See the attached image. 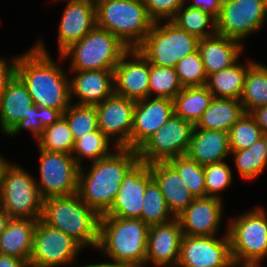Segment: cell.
Listing matches in <instances>:
<instances>
[{
	"instance_id": "9a60e30c",
	"label": "cell",
	"mask_w": 267,
	"mask_h": 267,
	"mask_svg": "<svg viewBox=\"0 0 267 267\" xmlns=\"http://www.w3.org/2000/svg\"><path fill=\"white\" fill-rule=\"evenodd\" d=\"M149 75V61L137 48L129 49L113 70L114 93L133 101L147 98Z\"/></svg>"
},
{
	"instance_id": "8d00e7d4",
	"label": "cell",
	"mask_w": 267,
	"mask_h": 267,
	"mask_svg": "<svg viewBox=\"0 0 267 267\" xmlns=\"http://www.w3.org/2000/svg\"><path fill=\"white\" fill-rule=\"evenodd\" d=\"M183 89L174 68L150 64L148 97L174 99Z\"/></svg>"
},
{
	"instance_id": "4fadbf2b",
	"label": "cell",
	"mask_w": 267,
	"mask_h": 267,
	"mask_svg": "<svg viewBox=\"0 0 267 267\" xmlns=\"http://www.w3.org/2000/svg\"><path fill=\"white\" fill-rule=\"evenodd\" d=\"M263 0H222L217 18V34L238 40L259 31L266 22Z\"/></svg>"
},
{
	"instance_id": "8992f818",
	"label": "cell",
	"mask_w": 267,
	"mask_h": 267,
	"mask_svg": "<svg viewBox=\"0 0 267 267\" xmlns=\"http://www.w3.org/2000/svg\"><path fill=\"white\" fill-rule=\"evenodd\" d=\"M129 48L114 34L95 26L59 56L71 57L69 70L114 69Z\"/></svg>"
},
{
	"instance_id": "30bf717a",
	"label": "cell",
	"mask_w": 267,
	"mask_h": 267,
	"mask_svg": "<svg viewBox=\"0 0 267 267\" xmlns=\"http://www.w3.org/2000/svg\"><path fill=\"white\" fill-rule=\"evenodd\" d=\"M193 128L191 122L173 114L137 149L139 160L151 164L186 155Z\"/></svg>"
},
{
	"instance_id": "ac0fdd59",
	"label": "cell",
	"mask_w": 267,
	"mask_h": 267,
	"mask_svg": "<svg viewBox=\"0 0 267 267\" xmlns=\"http://www.w3.org/2000/svg\"><path fill=\"white\" fill-rule=\"evenodd\" d=\"M174 114V102L169 98L147 97L136 101L130 148L138 149Z\"/></svg>"
},
{
	"instance_id": "9f6ffc18",
	"label": "cell",
	"mask_w": 267,
	"mask_h": 267,
	"mask_svg": "<svg viewBox=\"0 0 267 267\" xmlns=\"http://www.w3.org/2000/svg\"><path fill=\"white\" fill-rule=\"evenodd\" d=\"M262 137H263V140H264V143H265V146H266V156H267V132H264Z\"/></svg>"
},
{
	"instance_id": "6f0895ef",
	"label": "cell",
	"mask_w": 267,
	"mask_h": 267,
	"mask_svg": "<svg viewBox=\"0 0 267 267\" xmlns=\"http://www.w3.org/2000/svg\"><path fill=\"white\" fill-rule=\"evenodd\" d=\"M265 8L267 9V0H263Z\"/></svg>"
},
{
	"instance_id": "7c38bea8",
	"label": "cell",
	"mask_w": 267,
	"mask_h": 267,
	"mask_svg": "<svg viewBox=\"0 0 267 267\" xmlns=\"http://www.w3.org/2000/svg\"><path fill=\"white\" fill-rule=\"evenodd\" d=\"M40 182L36 180L43 199L76 194L80 166L72 154L48 152L39 148Z\"/></svg>"
},
{
	"instance_id": "e575fe53",
	"label": "cell",
	"mask_w": 267,
	"mask_h": 267,
	"mask_svg": "<svg viewBox=\"0 0 267 267\" xmlns=\"http://www.w3.org/2000/svg\"><path fill=\"white\" fill-rule=\"evenodd\" d=\"M142 208V215L139 219L148 226L166 223L174 218L168 210L159 185L154 179L147 185L144 192Z\"/></svg>"
},
{
	"instance_id": "6da1fadb",
	"label": "cell",
	"mask_w": 267,
	"mask_h": 267,
	"mask_svg": "<svg viewBox=\"0 0 267 267\" xmlns=\"http://www.w3.org/2000/svg\"><path fill=\"white\" fill-rule=\"evenodd\" d=\"M41 40L18 56L16 75L26 85L35 105L52 115H62L71 104L70 79L51 59Z\"/></svg>"
},
{
	"instance_id": "74e56055",
	"label": "cell",
	"mask_w": 267,
	"mask_h": 267,
	"mask_svg": "<svg viewBox=\"0 0 267 267\" xmlns=\"http://www.w3.org/2000/svg\"><path fill=\"white\" fill-rule=\"evenodd\" d=\"M182 177L185 186L194 196L206 197L204 166L187 155L171 158L167 161Z\"/></svg>"
},
{
	"instance_id": "681fc988",
	"label": "cell",
	"mask_w": 267,
	"mask_h": 267,
	"mask_svg": "<svg viewBox=\"0 0 267 267\" xmlns=\"http://www.w3.org/2000/svg\"><path fill=\"white\" fill-rule=\"evenodd\" d=\"M79 267H133V266L125 262H119V261L113 260L112 263L105 262V263H96V264H86V265H81Z\"/></svg>"
},
{
	"instance_id": "ee69618b",
	"label": "cell",
	"mask_w": 267,
	"mask_h": 267,
	"mask_svg": "<svg viewBox=\"0 0 267 267\" xmlns=\"http://www.w3.org/2000/svg\"><path fill=\"white\" fill-rule=\"evenodd\" d=\"M150 18L154 22L171 21L183 7L185 0H142Z\"/></svg>"
},
{
	"instance_id": "f907efd6",
	"label": "cell",
	"mask_w": 267,
	"mask_h": 267,
	"mask_svg": "<svg viewBox=\"0 0 267 267\" xmlns=\"http://www.w3.org/2000/svg\"><path fill=\"white\" fill-rule=\"evenodd\" d=\"M11 216L0 206V235L6 229Z\"/></svg>"
},
{
	"instance_id": "ba28073f",
	"label": "cell",
	"mask_w": 267,
	"mask_h": 267,
	"mask_svg": "<svg viewBox=\"0 0 267 267\" xmlns=\"http://www.w3.org/2000/svg\"><path fill=\"white\" fill-rule=\"evenodd\" d=\"M199 38L179 28L172 21L155 22L143 42L137 47L149 61L174 68L178 61L198 50Z\"/></svg>"
},
{
	"instance_id": "f5cc1de1",
	"label": "cell",
	"mask_w": 267,
	"mask_h": 267,
	"mask_svg": "<svg viewBox=\"0 0 267 267\" xmlns=\"http://www.w3.org/2000/svg\"><path fill=\"white\" fill-rule=\"evenodd\" d=\"M8 164L7 160H5L3 157L0 155V182H1V174L4 169V167Z\"/></svg>"
},
{
	"instance_id": "7bdbcfd3",
	"label": "cell",
	"mask_w": 267,
	"mask_h": 267,
	"mask_svg": "<svg viewBox=\"0 0 267 267\" xmlns=\"http://www.w3.org/2000/svg\"><path fill=\"white\" fill-rule=\"evenodd\" d=\"M52 116L46 109H42L37 105H32L31 111L26 118L19 121L15 126L6 134L16 136L23 129L31 132L32 137L37 140L43 133L45 125L48 123L49 118Z\"/></svg>"
},
{
	"instance_id": "f6af8a7d",
	"label": "cell",
	"mask_w": 267,
	"mask_h": 267,
	"mask_svg": "<svg viewBox=\"0 0 267 267\" xmlns=\"http://www.w3.org/2000/svg\"><path fill=\"white\" fill-rule=\"evenodd\" d=\"M18 56H14L11 64H8L5 59L0 57V96L5 90L7 84L14 78L16 75V65H17Z\"/></svg>"
},
{
	"instance_id": "f1b7e54d",
	"label": "cell",
	"mask_w": 267,
	"mask_h": 267,
	"mask_svg": "<svg viewBox=\"0 0 267 267\" xmlns=\"http://www.w3.org/2000/svg\"><path fill=\"white\" fill-rule=\"evenodd\" d=\"M254 61L248 60L244 65L235 63L229 68L212 73L208 76L206 87L215 98H232L241 97L245 76L249 66Z\"/></svg>"
},
{
	"instance_id": "cb8c5ba5",
	"label": "cell",
	"mask_w": 267,
	"mask_h": 267,
	"mask_svg": "<svg viewBox=\"0 0 267 267\" xmlns=\"http://www.w3.org/2000/svg\"><path fill=\"white\" fill-rule=\"evenodd\" d=\"M153 179L159 185L168 210L177 217L194 200L182 177L168 162L149 164Z\"/></svg>"
},
{
	"instance_id": "bcb514c9",
	"label": "cell",
	"mask_w": 267,
	"mask_h": 267,
	"mask_svg": "<svg viewBox=\"0 0 267 267\" xmlns=\"http://www.w3.org/2000/svg\"><path fill=\"white\" fill-rule=\"evenodd\" d=\"M189 1V0H188ZM194 2L187 4L188 7L201 10L203 13L219 17L221 11L222 0H193ZM187 2V0H185Z\"/></svg>"
},
{
	"instance_id": "d590c367",
	"label": "cell",
	"mask_w": 267,
	"mask_h": 267,
	"mask_svg": "<svg viewBox=\"0 0 267 267\" xmlns=\"http://www.w3.org/2000/svg\"><path fill=\"white\" fill-rule=\"evenodd\" d=\"M112 141L100 130L88 133L86 136L77 139L74 143L72 156L77 164L82 166L83 157L91 159V162L103 159L112 154L110 143Z\"/></svg>"
},
{
	"instance_id": "60d3db41",
	"label": "cell",
	"mask_w": 267,
	"mask_h": 267,
	"mask_svg": "<svg viewBox=\"0 0 267 267\" xmlns=\"http://www.w3.org/2000/svg\"><path fill=\"white\" fill-rule=\"evenodd\" d=\"M174 69L183 88L206 86L208 76L199 50L178 61Z\"/></svg>"
},
{
	"instance_id": "277c9868",
	"label": "cell",
	"mask_w": 267,
	"mask_h": 267,
	"mask_svg": "<svg viewBox=\"0 0 267 267\" xmlns=\"http://www.w3.org/2000/svg\"><path fill=\"white\" fill-rule=\"evenodd\" d=\"M41 220L72 237L83 248L97 246L100 215L77 193L44 199Z\"/></svg>"
},
{
	"instance_id": "44dd1931",
	"label": "cell",
	"mask_w": 267,
	"mask_h": 267,
	"mask_svg": "<svg viewBox=\"0 0 267 267\" xmlns=\"http://www.w3.org/2000/svg\"><path fill=\"white\" fill-rule=\"evenodd\" d=\"M113 70H70V97L76 96L80 106L96 107L114 93Z\"/></svg>"
},
{
	"instance_id": "11a10c76",
	"label": "cell",
	"mask_w": 267,
	"mask_h": 267,
	"mask_svg": "<svg viewBox=\"0 0 267 267\" xmlns=\"http://www.w3.org/2000/svg\"><path fill=\"white\" fill-rule=\"evenodd\" d=\"M176 267H212V266H199V265L177 264Z\"/></svg>"
},
{
	"instance_id": "52a82bcc",
	"label": "cell",
	"mask_w": 267,
	"mask_h": 267,
	"mask_svg": "<svg viewBox=\"0 0 267 267\" xmlns=\"http://www.w3.org/2000/svg\"><path fill=\"white\" fill-rule=\"evenodd\" d=\"M43 200L36 179L8 161L1 174L0 206L12 218L41 219Z\"/></svg>"
},
{
	"instance_id": "8fae6325",
	"label": "cell",
	"mask_w": 267,
	"mask_h": 267,
	"mask_svg": "<svg viewBox=\"0 0 267 267\" xmlns=\"http://www.w3.org/2000/svg\"><path fill=\"white\" fill-rule=\"evenodd\" d=\"M83 247L61 230L38 219L33 234L30 267H60L72 264Z\"/></svg>"
},
{
	"instance_id": "4316f807",
	"label": "cell",
	"mask_w": 267,
	"mask_h": 267,
	"mask_svg": "<svg viewBox=\"0 0 267 267\" xmlns=\"http://www.w3.org/2000/svg\"><path fill=\"white\" fill-rule=\"evenodd\" d=\"M38 219L12 218L0 235V254L29 262L33 249V234Z\"/></svg>"
},
{
	"instance_id": "3957f363",
	"label": "cell",
	"mask_w": 267,
	"mask_h": 267,
	"mask_svg": "<svg viewBox=\"0 0 267 267\" xmlns=\"http://www.w3.org/2000/svg\"><path fill=\"white\" fill-rule=\"evenodd\" d=\"M149 226L141 219L100 216L96 248L113 261L133 267L146 263Z\"/></svg>"
},
{
	"instance_id": "484cf974",
	"label": "cell",
	"mask_w": 267,
	"mask_h": 267,
	"mask_svg": "<svg viewBox=\"0 0 267 267\" xmlns=\"http://www.w3.org/2000/svg\"><path fill=\"white\" fill-rule=\"evenodd\" d=\"M34 105L22 80L15 75L0 96V128L6 135L19 121L26 118Z\"/></svg>"
},
{
	"instance_id": "7dc6e473",
	"label": "cell",
	"mask_w": 267,
	"mask_h": 267,
	"mask_svg": "<svg viewBox=\"0 0 267 267\" xmlns=\"http://www.w3.org/2000/svg\"><path fill=\"white\" fill-rule=\"evenodd\" d=\"M249 114L254 118L263 133L267 132V106L255 108Z\"/></svg>"
},
{
	"instance_id": "5bb4252c",
	"label": "cell",
	"mask_w": 267,
	"mask_h": 267,
	"mask_svg": "<svg viewBox=\"0 0 267 267\" xmlns=\"http://www.w3.org/2000/svg\"><path fill=\"white\" fill-rule=\"evenodd\" d=\"M152 180L149 164L138 160L125 174L111 208L100 216L139 219L143 210L144 192Z\"/></svg>"
},
{
	"instance_id": "4dcf8cb0",
	"label": "cell",
	"mask_w": 267,
	"mask_h": 267,
	"mask_svg": "<svg viewBox=\"0 0 267 267\" xmlns=\"http://www.w3.org/2000/svg\"><path fill=\"white\" fill-rule=\"evenodd\" d=\"M240 101L245 113L267 106V66L257 62L249 66Z\"/></svg>"
},
{
	"instance_id": "ffe728a7",
	"label": "cell",
	"mask_w": 267,
	"mask_h": 267,
	"mask_svg": "<svg viewBox=\"0 0 267 267\" xmlns=\"http://www.w3.org/2000/svg\"><path fill=\"white\" fill-rule=\"evenodd\" d=\"M222 199L216 197L194 198L178 216L183 235L216 236L223 213Z\"/></svg>"
},
{
	"instance_id": "816d5d0a",
	"label": "cell",
	"mask_w": 267,
	"mask_h": 267,
	"mask_svg": "<svg viewBox=\"0 0 267 267\" xmlns=\"http://www.w3.org/2000/svg\"><path fill=\"white\" fill-rule=\"evenodd\" d=\"M232 267H260L259 263H239L233 262Z\"/></svg>"
},
{
	"instance_id": "c3c4849f",
	"label": "cell",
	"mask_w": 267,
	"mask_h": 267,
	"mask_svg": "<svg viewBox=\"0 0 267 267\" xmlns=\"http://www.w3.org/2000/svg\"><path fill=\"white\" fill-rule=\"evenodd\" d=\"M0 267H30V265L25 259L0 254Z\"/></svg>"
},
{
	"instance_id": "db71d44e",
	"label": "cell",
	"mask_w": 267,
	"mask_h": 267,
	"mask_svg": "<svg viewBox=\"0 0 267 267\" xmlns=\"http://www.w3.org/2000/svg\"><path fill=\"white\" fill-rule=\"evenodd\" d=\"M70 1L83 2V3H88V4L96 6L102 0H70Z\"/></svg>"
},
{
	"instance_id": "d6a6232c",
	"label": "cell",
	"mask_w": 267,
	"mask_h": 267,
	"mask_svg": "<svg viewBox=\"0 0 267 267\" xmlns=\"http://www.w3.org/2000/svg\"><path fill=\"white\" fill-rule=\"evenodd\" d=\"M179 28L196 37L206 38L217 33V19L201 10L191 8L184 3L183 7L176 13L171 20ZM211 29H207L209 27Z\"/></svg>"
},
{
	"instance_id": "83f0119b",
	"label": "cell",
	"mask_w": 267,
	"mask_h": 267,
	"mask_svg": "<svg viewBox=\"0 0 267 267\" xmlns=\"http://www.w3.org/2000/svg\"><path fill=\"white\" fill-rule=\"evenodd\" d=\"M243 113L244 110L239 99L214 97L208 109L194 125V128L229 133L232 125Z\"/></svg>"
},
{
	"instance_id": "f35d334b",
	"label": "cell",
	"mask_w": 267,
	"mask_h": 267,
	"mask_svg": "<svg viewBox=\"0 0 267 267\" xmlns=\"http://www.w3.org/2000/svg\"><path fill=\"white\" fill-rule=\"evenodd\" d=\"M62 116L66 119L75 141L98 130V115L95 107L71 103Z\"/></svg>"
},
{
	"instance_id": "b9f144b4",
	"label": "cell",
	"mask_w": 267,
	"mask_h": 267,
	"mask_svg": "<svg viewBox=\"0 0 267 267\" xmlns=\"http://www.w3.org/2000/svg\"><path fill=\"white\" fill-rule=\"evenodd\" d=\"M206 196L221 199L219 192L224 191L233 183L232 171L224 161L204 166Z\"/></svg>"
},
{
	"instance_id": "f546056e",
	"label": "cell",
	"mask_w": 267,
	"mask_h": 267,
	"mask_svg": "<svg viewBox=\"0 0 267 267\" xmlns=\"http://www.w3.org/2000/svg\"><path fill=\"white\" fill-rule=\"evenodd\" d=\"M213 98L206 86L184 87L173 99L174 114L195 125Z\"/></svg>"
},
{
	"instance_id": "1f68e13d",
	"label": "cell",
	"mask_w": 267,
	"mask_h": 267,
	"mask_svg": "<svg viewBox=\"0 0 267 267\" xmlns=\"http://www.w3.org/2000/svg\"><path fill=\"white\" fill-rule=\"evenodd\" d=\"M36 141L40 149L67 154H72L75 143L70 127L62 115H52Z\"/></svg>"
},
{
	"instance_id": "d4e9b609",
	"label": "cell",
	"mask_w": 267,
	"mask_h": 267,
	"mask_svg": "<svg viewBox=\"0 0 267 267\" xmlns=\"http://www.w3.org/2000/svg\"><path fill=\"white\" fill-rule=\"evenodd\" d=\"M231 154L229 133L218 130L193 128L186 155L205 166L224 161Z\"/></svg>"
},
{
	"instance_id": "7402d4cb",
	"label": "cell",
	"mask_w": 267,
	"mask_h": 267,
	"mask_svg": "<svg viewBox=\"0 0 267 267\" xmlns=\"http://www.w3.org/2000/svg\"><path fill=\"white\" fill-rule=\"evenodd\" d=\"M58 33L59 55L71 44L84 38L96 26V6L66 0Z\"/></svg>"
},
{
	"instance_id": "ab89813d",
	"label": "cell",
	"mask_w": 267,
	"mask_h": 267,
	"mask_svg": "<svg viewBox=\"0 0 267 267\" xmlns=\"http://www.w3.org/2000/svg\"><path fill=\"white\" fill-rule=\"evenodd\" d=\"M263 131L256 124L249 113L242 116L232 125L229 131L230 151H239L249 148L262 138Z\"/></svg>"
},
{
	"instance_id": "d6986e66",
	"label": "cell",
	"mask_w": 267,
	"mask_h": 267,
	"mask_svg": "<svg viewBox=\"0 0 267 267\" xmlns=\"http://www.w3.org/2000/svg\"><path fill=\"white\" fill-rule=\"evenodd\" d=\"M183 232L177 217L172 220L149 226L146 264L155 267L176 266L180 257Z\"/></svg>"
},
{
	"instance_id": "836d02e7",
	"label": "cell",
	"mask_w": 267,
	"mask_h": 267,
	"mask_svg": "<svg viewBox=\"0 0 267 267\" xmlns=\"http://www.w3.org/2000/svg\"><path fill=\"white\" fill-rule=\"evenodd\" d=\"M236 168L243 179L253 180L267 168L266 146L263 137L252 146L239 151H231Z\"/></svg>"
},
{
	"instance_id": "2e32d148",
	"label": "cell",
	"mask_w": 267,
	"mask_h": 267,
	"mask_svg": "<svg viewBox=\"0 0 267 267\" xmlns=\"http://www.w3.org/2000/svg\"><path fill=\"white\" fill-rule=\"evenodd\" d=\"M135 104L136 101L113 93L95 107L98 129L114 141L115 147L130 148Z\"/></svg>"
},
{
	"instance_id": "603a6c76",
	"label": "cell",
	"mask_w": 267,
	"mask_h": 267,
	"mask_svg": "<svg viewBox=\"0 0 267 267\" xmlns=\"http://www.w3.org/2000/svg\"><path fill=\"white\" fill-rule=\"evenodd\" d=\"M243 43L238 40L214 34L200 38L198 50L200 52L207 76L229 68L239 60Z\"/></svg>"
},
{
	"instance_id": "5b68a950",
	"label": "cell",
	"mask_w": 267,
	"mask_h": 267,
	"mask_svg": "<svg viewBox=\"0 0 267 267\" xmlns=\"http://www.w3.org/2000/svg\"><path fill=\"white\" fill-rule=\"evenodd\" d=\"M142 0H102L96 5V26L137 48L154 25Z\"/></svg>"
},
{
	"instance_id": "7a4b0ae2",
	"label": "cell",
	"mask_w": 267,
	"mask_h": 267,
	"mask_svg": "<svg viewBox=\"0 0 267 267\" xmlns=\"http://www.w3.org/2000/svg\"><path fill=\"white\" fill-rule=\"evenodd\" d=\"M139 160L136 149L115 147V153L93 161L85 173L81 166L77 194L80 199L99 215L105 214L114 203L120 184L127 171Z\"/></svg>"
},
{
	"instance_id": "e0dca14e",
	"label": "cell",
	"mask_w": 267,
	"mask_h": 267,
	"mask_svg": "<svg viewBox=\"0 0 267 267\" xmlns=\"http://www.w3.org/2000/svg\"><path fill=\"white\" fill-rule=\"evenodd\" d=\"M222 237L218 239L217 236L183 235L177 264L232 267L233 260L227 231Z\"/></svg>"
},
{
	"instance_id": "9c48e42d",
	"label": "cell",
	"mask_w": 267,
	"mask_h": 267,
	"mask_svg": "<svg viewBox=\"0 0 267 267\" xmlns=\"http://www.w3.org/2000/svg\"><path fill=\"white\" fill-rule=\"evenodd\" d=\"M227 229L233 262L261 263L267 256V215L261 207L233 217Z\"/></svg>"
}]
</instances>
